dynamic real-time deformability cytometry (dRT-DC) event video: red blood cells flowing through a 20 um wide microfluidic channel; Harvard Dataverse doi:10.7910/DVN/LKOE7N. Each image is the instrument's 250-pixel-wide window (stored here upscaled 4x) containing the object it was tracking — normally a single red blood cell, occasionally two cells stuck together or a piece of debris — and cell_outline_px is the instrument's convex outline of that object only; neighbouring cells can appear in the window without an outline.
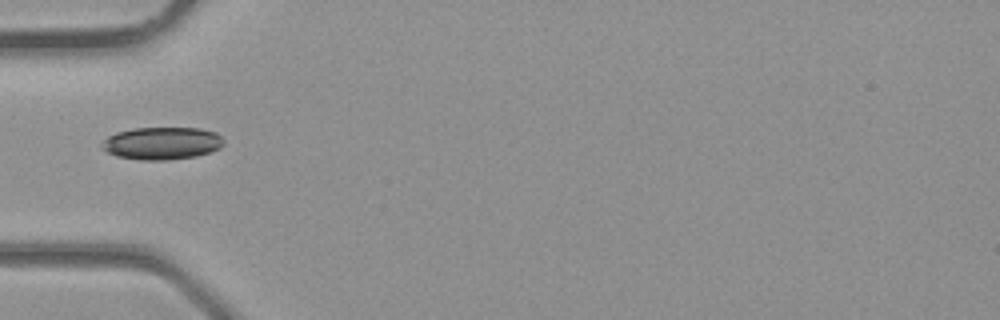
{"species": "common noctule bat (a hibernating species)", "species_latin": "Nyctalus noctula", "temperature_condition": "room temperature", "stored_images_in_passage": 1, "camera_frame_rate_fps": 3000, "um_per_image_px": 0.085, "animal": {"sex": "male", "body_mass_g": 23.1, "forearm_length_mm": 52.7}, "frame": {"image": 1, "passage_image": 1, "time_ms": 0.0, "image_size_px": [1000, 320], "cell_outline_px": [[224, 144], [220, 148], [196, 156], [168, 160], [140, 160], [116, 156], [100, 148], [100, 144], [108, 136], [116, 132], [136, 128], [200, 128], [216, 132], [224, 140]], "centroid_in_image_um": [13.75, 12.18], "position_along_channel_um": 71.3, "area_um2": 23.18}}